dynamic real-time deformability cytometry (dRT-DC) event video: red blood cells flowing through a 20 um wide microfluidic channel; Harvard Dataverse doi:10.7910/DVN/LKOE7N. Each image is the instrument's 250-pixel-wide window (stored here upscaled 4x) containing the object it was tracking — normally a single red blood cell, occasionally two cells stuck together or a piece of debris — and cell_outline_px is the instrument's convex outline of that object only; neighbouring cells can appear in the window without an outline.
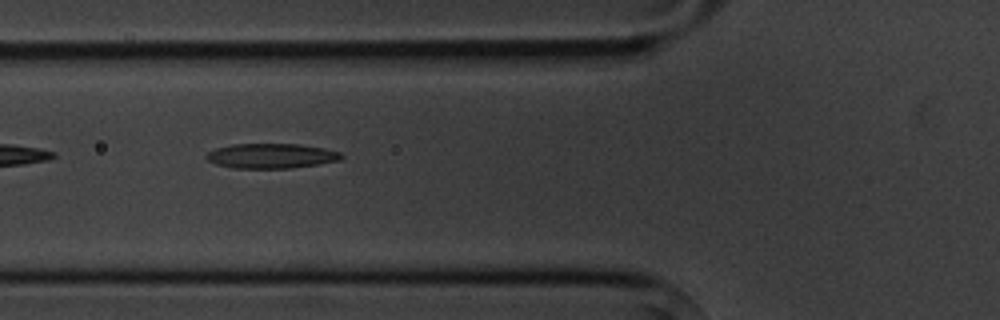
{"species": "common noctule bat (a hibernating species)", "species_latin": "Nyctalus noctula", "temperature_condition": "cold", "stored_images_in_passage": 12, "camera_frame_rate_fps": 3000, "um_per_image_px": 0.085, "animal": {"sex": "male", "body_mass_g": 20.1, "forearm_length_mm": 53.5}, "frame": {"image": 1, "passage_image": 3, "time_ms": 2.0, "image_size_px": [1000, 320], "cell_outline_px": [[344, 156], [340, 160], [292, 168], [232, 168], [216, 164], [208, 160], [204, 156], [208, 152], [216, 148], [232, 144], [300, 144], [324, 148], [340, 152]], "centroid_in_image_um": [23.04, 13.25], "position_along_channel_um": 102.8, "area_um2": 19.54}}
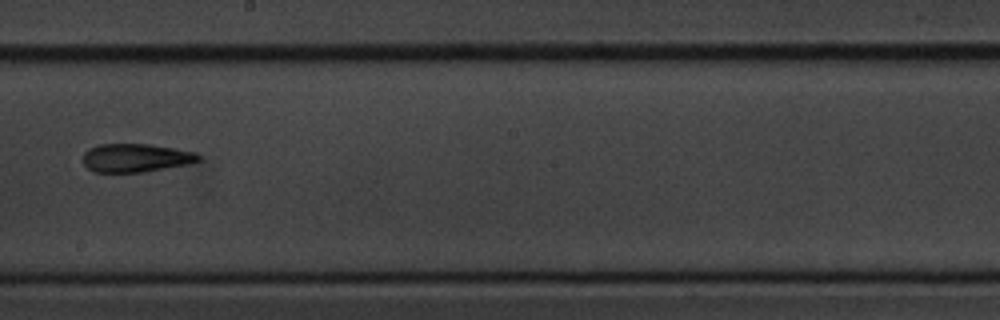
{"frame": {"image": 2, "passage_image": 6, "time_ms": 5.667, "image_size_px": [1000, 320], "cell_outline_px": [[200, 160], [188, 164], [144, 172], [92, 172], [84, 164], [84, 152], [88, 148], [100, 144], [148, 144], [176, 148], [196, 152], [200, 156]], "centroid_in_image_um": [11.54, 13.41], "position_along_channel_um": 236.7, "area_um2": 19.19}}
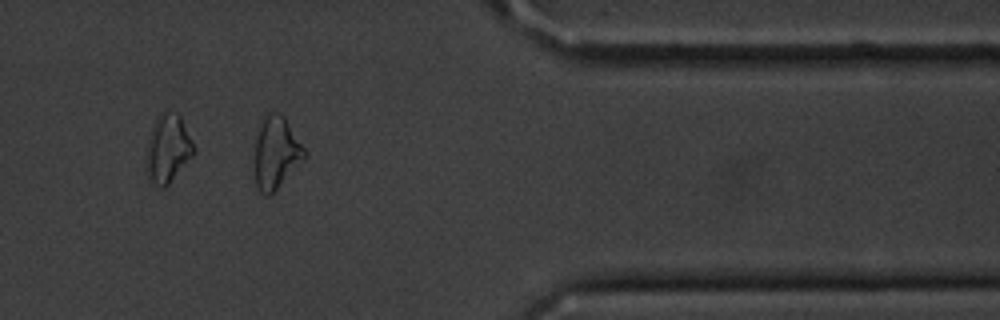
{"frame": {"image": 3, "passage_image": 10, "time_ms": 10.333, "image_size_px": [1000, 320], "cell_outline_px": [[308, 156], [268, 196], [264, 196], [260, 192], [256, 184], [256, 136], [260, 124], [264, 116], [268, 112], [276, 112], [284, 116], [304, 148]], "centroid_in_image_um": [23.48, 12.96], "position_along_channel_um": 387.9, "area_um2": 20.52}, "authors_computed_cell_mechanics": {"area_um2": 19.5075, "velocity_mm_per_s": 3.6371, "shape_relaxation_time_tau1_ms": null, "shape_relaxation_time_tau2_ms": 6.4213, "deformation_change_tau1": null, "deformation_change_tau2": 0.1841}}